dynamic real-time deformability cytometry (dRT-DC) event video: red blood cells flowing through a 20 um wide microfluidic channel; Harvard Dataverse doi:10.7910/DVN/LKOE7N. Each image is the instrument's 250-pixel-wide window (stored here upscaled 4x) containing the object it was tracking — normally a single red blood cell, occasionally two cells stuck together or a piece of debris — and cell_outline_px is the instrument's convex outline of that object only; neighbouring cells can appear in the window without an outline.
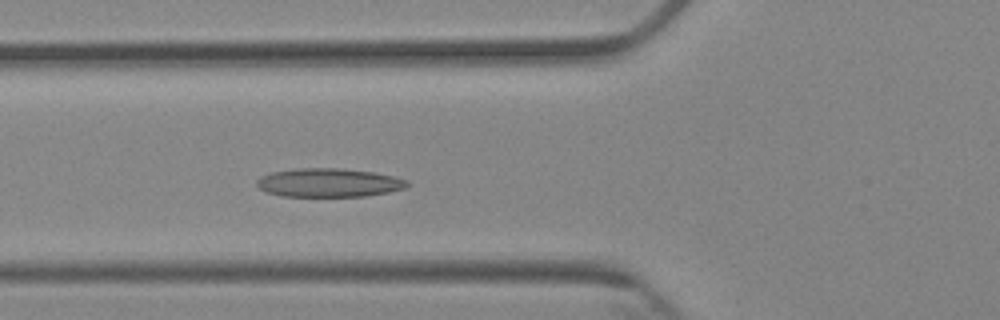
{"species": "Egyptian fruit bat (a non-hibernating species)", "species_latin": "Rousettus aegyptiacus", "temperature_condition": "cold", "stored_images_in_passage": 6, "camera_frame_rate_fps": 3000, "um_per_image_px": 0.085, "animal": {"sex": "female"}, "frame": {"image": 1, "passage_image": 6, "time_ms": 5.667, "image_size_px": [1000, 320], "cell_outline_px": [[408, 184], [404, 188], [388, 192], [364, 196], [284, 196], [264, 192], [256, 184], [256, 180], [260, 176], [272, 172], [296, 168], [336, 168], [372, 172], [396, 176], [408, 180]], "centroid_in_image_um": [27.92, 15.52], "position_along_channel_um": 97.9, "area_um2": 25.09}}